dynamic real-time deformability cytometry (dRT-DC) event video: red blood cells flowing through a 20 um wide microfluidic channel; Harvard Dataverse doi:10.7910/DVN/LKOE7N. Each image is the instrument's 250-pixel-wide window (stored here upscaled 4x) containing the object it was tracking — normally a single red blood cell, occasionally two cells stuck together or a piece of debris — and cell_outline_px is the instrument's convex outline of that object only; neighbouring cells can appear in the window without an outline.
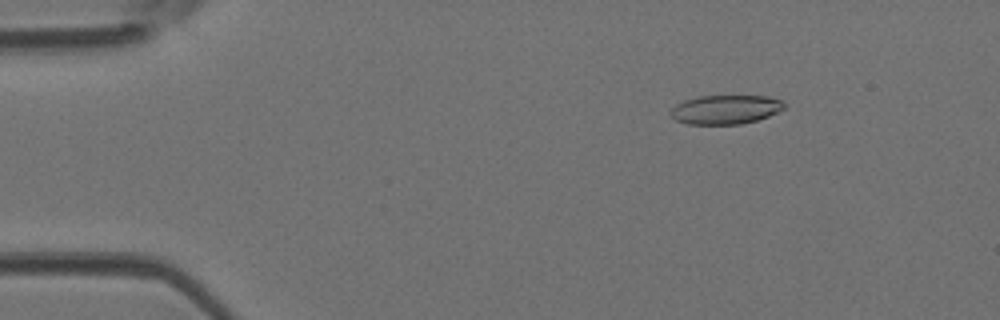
{"species": "Egyptian fruit bat (a non-hibernating species)", "species_latin": "Rousettus aegyptiacus", "temperature_condition": "room temperature", "stored_images_in_passage": 15, "camera_frame_rate_fps": 3000, "um_per_image_px": 0.085, "animal": {"sex": "female"}, "frame": {"image": 1, "passage_image": 7, "time_ms": 2.0, "image_size_px": [1000, 320], "cell_outline_px": [[784, 108], [768, 116], [756, 120], [740, 124], [688, 124], [676, 120], [668, 112], [676, 104], [684, 100], [700, 96], [768, 96], [780, 100], [784, 104]], "centroid_in_image_um": [61.63, 9.31], "position_along_channel_um": 23.4, "area_um2": 19.07}}